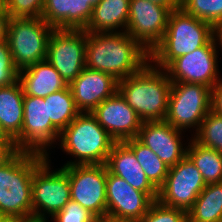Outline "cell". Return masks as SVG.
Wrapping results in <instances>:
<instances>
[{
	"instance_id": "obj_1",
	"label": "cell",
	"mask_w": 222,
	"mask_h": 222,
	"mask_svg": "<svg viewBox=\"0 0 222 222\" xmlns=\"http://www.w3.org/2000/svg\"><path fill=\"white\" fill-rule=\"evenodd\" d=\"M150 53L126 32L89 33L86 67L113 76L118 81L140 71Z\"/></svg>"
},
{
	"instance_id": "obj_2",
	"label": "cell",
	"mask_w": 222,
	"mask_h": 222,
	"mask_svg": "<svg viewBox=\"0 0 222 222\" xmlns=\"http://www.w3.org/2000/svg\"><path fill=\"white\" fill-rule=\"evenodd\" d=\"M46 158L42 154L18 151L0 166V214L7 221L33 219V174Z\"/></svg>"
},
{
	"instance_id": "obj_3",
	"label": "cell",
	"mask_w": 222,
	"mask_h": 222,
	"mask_svg": "<svg viewBox=\"0 0 222 222\" xmlns=\"http://www.w3.org/2000/svg\"><path fill=\"white\" fill-rule=\"evenodd\" d=\"M171 85L166 71L149 61L134 75L118 81V91L142 121H165Z\"/></svg>"
},
{
	"instance_id": "obj_4",
	"label": "cell",
	"mask_w": 222,
	"mask_h": 222,
	"mask_svg": "<svg viewBox=\"0 0 222 222\" xmlns=\"http://www.w3.org/2000/svg\"><path fill=\"white\" fill-rule=\"evenodd\" d=\"M214 37V27L180 7L171 11L162 40L150 52V62L165 69L174 59L203 47Z\"/></svg>"
},
{
	"instance_id": "obj_5",
	"label": "cell",
	"mask_w": 222,
	"mask_h": 222,
	"mask_svg": "<svg viewBox=\"0 0 222 222\" xmlns=\"http://www.w3.org/2000/svg\"><path fill=\"white\" fill-rule=\"evenodd\" d=\"M60 146L74 161L63 166L106 164L116 141L91 113L81 112L61 133Z\"/></svg>"
},
{
	"instance_id": "obj_6",
	"label": "cell",
	"mask_w": 222,
	"mask_h": 222,
	"mask_svg": "<svg viewBox=\"0 0 222 222\" xmlns=\"http://www.w3.org/2000/svg\"><path fill=\"white\" fill-rule=\"evenodd\" d=\"M53 29L42 17L10 19L7 42L18 71L46 60Z\"/></svg>"
},
{
	"instance_id": "obj_7",
	"label": "cell",
	"mask_w": 222,
	"mask_h": 222,
	"mask_svg": "<svg viewBox=\"0 0 222 222\" xmlns=\"http://www.w3.org/2000/svg\"><path fill=\"white\" fill-rule=\"evenodd\" d=\"M212 110V88L195 83L172 82L165 121L174 128L199 130ZM196 126V127H195Z\"/></svg>"
},
{
	"instance_id": "obj_8",
	"label": "cell",
	"mask_w": 222,
	"mask_h": 222,
	"mask_svg": "<svg viewBox=\"0 0 222 222\" xmlns=\"http://www.w3.org/2000/svg\"><path fill=\"white\" fill-rule=\"evenodd\" d=\"M48 158L35 169L32 179L33 219L42 222H47L49 216L60 212L71 200L70 182L65 169L61 167L53 172Z\"/></svg>"
},
{
	"instance_id": "obj_9",
	"label": "cell",
	"mask_w": 222,
	"mask_h": 222,
	"mask_svg": "<svg viewBox=\"0 0 222 222\" xmlns=\"http://www.w3.org/2000/svg\"><path fill=\"white\" fill-rule=\"evenodd\" d=\"M62 167L69 178L71 200L79 203L99 221L106 219V164Z\"/></svg>"
},
{
	"instance_id": "obj_10",
	"label": "cell",
	"mask_w": 222,
	"mask_h": 222,
	"mask_svg": "<svg viewBox=\"0 0 222 222\" xmlns=\"http://www.w3.org/2000/svg\"><path fill=\"white\" fill-rule=\"evenodd\" d=\"M87 32L83 29H53L46 60L69 85L86 67Z\"/></svg>"
},
{
	"instance_id": "obj_11",
	"label": "cell",
	"mask_w": 222,
	"mask_h": 222,
	"mask_svg": "<svg viewBox=\"0 0 222 222\" xmlns=\"http://www.w3.org/2000/svg\"><path fill=\"white\" fill-rule=\"evenodd\" d=\"M205 186L200 171L186 155L175 166L169 167L165 182L158 189L157 200L188 212Z\"/></svg>"
},
{
	"instance_id": "obj_12",
	"label": "cell",
	"mask_w": 222,
	"mask_h": 222,
	"mask_svg": "<svg viewBox=\"0 0 222 222\" xmlns=\"http://www.w3.org/2000/svg\"><path fill=\"white\" fill-rule=\"evenodd\" d=\"M218 46L214 37L203 47L174 59L164 70L171 82L206 85L213 88L220 80Z\"/></svg>"
},
{
	"instance_id": "obj_13",
	"label": "cell",
	"mask_w": 222,
	"mask_h": 222,
	"mask_svg": "<svg viewBox=\"0 0 222 222\" xmlns=\"http://www.w3.org/2000/svg\"><path fill=\"white\" fill-rule=\"evenodd\" d=\"M24 117L20 132V151L48 157L47 148L59 140L60 131L48 119L44 98L24 96Z\"/></svg>"
},
{
	"instance_id": "obj_14",
	"label": "cell",
	"mask_w": 222,
	"mask_h": 222,
	"mask_svg": "<svg viewBox=\"0 0 222 222\" xmlns=\"http://www.w3.org/2000/svg\"><path fill=\"white\" fill-rule=\"evenodd\" d=\"M171 9L150 0H130L125 32L149 53L162 40Z\"/></svg>"
},
{
	"instance_id": "obj_15",
	"label": "cell",
	"mask_w": 222,
	"mask_h": 222,
	"mask_svg": "<svg viewBox=\"0 0 222 222\" xmlns=\"http://www.w3.org/2000/svg\"><path fill=\"white\" fill-rule=\"evenodd\" d=\"M106 219L116 222H137L154 200L145 192L134 189L123 178L108 170L106 182Z\"/></svg>"
},
{
	"instance_id": "obj_16",
	"label": "cell",
	"mask_w": 222,
	"mask_h": 222,
	"mask_svg": "<svg viewBox=\"0 0 222 222\" xmlns=\"http://www.w3.org/2000/svg\"><path fill=\"white\" fill-rule=\"evenodd\" d=\"M91 114L116 142L137 137L143 122L119 91L105 99Z\"/></svg>"
},
{
	"instance_id": "obj_17",
	"label": "cell",
	"mask_w": 222,
	"mask_h": 222,
	"mask_svg": "<svg viewBox=\"0 0 222 222\" xmlns=\"http://www.w3.org/2000/svg\"><path fill=\"white\" fill-rule=\"evenodd\" d=\"M182 131L166 121H143L137 138L168 167L175 166L187 155L182 144Z\"/></svg>"
},
{
	"instance_id": "obj_18",
	"label": "cell",
	"mask_w": 222,
	"mask_h": 222,
	"mask_svg": "<svg viewBox=\"0 0 222 222\" xmlns=\"http://www.w3.org/2000/svg\"><path fill=\"white\" fill-rule=\"evenodd\" d=\"M69 87L80 112L91 113L118 91V80L107 73L85 67Z\"/></svg>"
},
{
	"instance_id": "obj_19",
	"label": "cell",
	"mask_w": 222,
	"mask_h": 222,
	"mask_svg": "<svg viewBox=\"0 0 222 222\" xmlns=\"http://www.w3.org/2000/svg\"><path fill=\"white\" fill-rule=\"evenodd\" d=\"M101 0H45L42 18L54 29H83Z\"/></svg>"
},
{
	"instance_id": "obj_20",
	"label": "cell",
	"mask_w": 222,
	"mask_h": 222,
	"mask_svg": "<svg viewBox=\"0 0 222 222\" xmlns=\"http://www.w3.org/2000/svg\"><path fill=\"white\" fill-rule=\"evenodd\" d=\"M106 166L112 174L123 178L134 189L157 200L158 189L149 181L134 152L124 142L113 145Z\"/></svg>"
},
{
	"instance_id": "obj_21",
	"label": "cell",
	"mask_w": 222,
	"mask_h": 222,
	"mask_svg": "<svg viewBox=\"0 0 222 222\" xmlns=\"http://www.w3.org/2000/svg\"><path fill=\"white\" fill-rule=\"evenodd\" d=\"M18 81L24 96L45 98L68 86L57 70L47 61L43 60L19 70Z\"/></svg>"
},
{
	"instance_id": "obj_22",
	"label": "cell",
	"mask_w": 222,
	"mask_h": 222,
	"mask_svg": "<svg viewBox=\"0 0 222 222\" xmlns=\"http://www.w3.org/2000/svg\"><path fill=\"white\" fill-rule=\"evenodd\" d=\"M24 94L17 80L11 85L0 87V127L12 139L20 151V132L23 124Z\"/></svg>"
},
{
	"instance_id": "obj_23",
	"label": "cell",
	"mask_w": 222,
	"mask_h": 222,
	"mask_svg": "<svg viewBox=\"0 0 222 222\" xmlns=\"http://www.w3.org/2000/svg\"><path fill=\"white\" fill-rule=\"evenodd\" d=\"M129 9L130 0H101L93 7L92 16L85 31L89 33L125 32Z\"/></svg>"
},
{
	"instance_id": "obj_24",
	"label": "cell",
	"mask_w": 222,
	"mask_h": 222,
	"mask_svg": "<svg viewBox=\"0 0 222 222\" xmlns=\"http://www.w3.org/2000/svg\"><path fill=\"white\" fill-rule=\"evenodd\" d=\"M187 214L188 222H222V182L207 184Z\"/></svg>"
},
{
	"instance_id": "obj_25",
	"label": "cell",
	"mask_w": 222,
	"mask_h": 222,
	"mask_svg": "<svg viewBox=\"0 0 222 222\" xmlns=\"http://www.w3.org/2000/svg\"><path fill=\"white\" fill-rule=\"evenodd\" d=\"M190 140L187 156L200 171L206 185L222 182V153L201 146L193 138Z\"/></svg>"
},
{
	"instance_id": "obj_26",
	"label": "cell",
	"mask_w": 222,
	"mask_h": 222,
	"mask_svg": "<svg viewBox=\"0 0 222 222\" xmlns=\"http://www.w3.org/2000/svg\"><path fill=\"white\" fill-rule=\"evenodd\" d=\"M47 102L48 119L62 132L81 112L77 108L69 85L44 98Z\"/></svg>"
},
{
	"instance_id": "obj_27",
	"label": "cell",
	"mask_w": 222,
	"mask_h": 222,
	"mask_svg": "<svg viewBox=\"0 0 222 222\" xmlns=\"http://www.w3.org/2000/svg\"><path fill=\"white\" fill-rule=\"evenodd\" d=\"M124 143L134 152L149 181L159 189L165 182L169 167L137 137Z\"/></svg>"
},
{
	"instance_id": "obj_28",
	"label": "cell",
	"mask_w": 222,
	"mask_h": 222,
	"mask_svg": "<svg viewBox=\"0 0 222 222\" xmlns=\"http://www.w3.org/2000/svg\"><path fill=\"white\" fill-rule=\"evenodd\" d=\"M193 139L203 147L222 153V116L211 110Z\"/></svg>"
},
{
	"instance_id": "obj_29",
	"label": "cell",
	"mask_w": 222,
	"mask_h": 222,
	"mask_svg": "<svg viewBox=\"0 0 222 222\" xmlns=\"http://www.w3.org/2000/svg\"><path fill=\"white\" fill-rule=\"evenodd\" d=\"M180 8L213 27L222 24V0H181Z\"/></svg>"
},
{
	"instance_id": "obj_30",
	"label": "cell",
	"mask_w": 222,
	"mask_h": 222,
	"mask_svg": "<svg viewBox=\"0 0 222 222\" xmlns=\"http://www.w3.org/2000/svg\"><path fill=\"white\" fill-rule=\"evenodd\" d=\"M137 222H188V214L155 200L147 213Z\"/></svg>"
},
{
	"instance_id": "obj_31",
	"label": "cell",
	"mask_w": 222,
	"mask_h": 222,
	"mask_svg": "<svg viewBox=\"0 0 222 222\" xmlns=\"http://www.w3.org/2000/svg\"><path fill=\"white\" fill-rule=\"evenodd\" d=\"M11 18L42 17L45 0H5Z\"/></svg>"
},
{
	"instance_id": "obj_32",
	"label": "cell",
	"mask_w": 222,
	"mask_h": 222,
	"mask_svg": "<svg viewBox=\"0 0 222 222\" xmlns=\"http://www.w3.org/2000/svg\"><path fill=\"white\" fill-rule=\"evenodd\" d=\"M18 73V69L14 66L7 39L0 41V87L16 82Z\"/></svg>"
},
{
	"instance_id": "obj_33",
	"label": "cell",
	"mask_w": 222,
	"mask_h": 222,
	"mask_svg": "<svg viewBox=\"0 0 222 222\" xmlns=\"http://www.w3.org/2000/svg\"><path fill=\"white\" fill-rule=\"evenodd\" d=\"M55 222H99V220L79 203L70 200L63 209L51 217Z\"/></svg>"
},
{
	"instance_id": "obj_34",
	"label": "cell",
	"mask_w": 222,
	"mask_h": 222,
	"mask_svg": "<svg viewBox=\"0 0 222 222\" xmlns=\"http://www.w3.org/2000/svg\"><path fill=\"white\" fill-rule=\"evenodd\" d=\"M17 152L14 141H0V166L8 162Z\"/></svg>"
},
{
	"instance_id": "obj_35",
	"label": "cell",
	"mask_w": 222,
	"mask_h": 222,
	"mask_svg": "<svg viewBox=\"0 0 222 222\" xmlns=\"http://www.w3.org/2000/svg\"><path fill=\"white\" fill-rule=\"evenodd\" d=\"M212 110L222 116V79L212 88Z\"/></svg>"
},
{
	"instance_id": "obj_36",
	"label": "cell",
	"mask_w": 222,
	"mask_h": 222,
	"mask_svg": "<svg viewBox=\"0 0 222 222\" xmlns=\"http://www.w3.org/2000/svg\"><path fill=\"white\" fill-rule=\"evenodd\" d=\"M10 19L9 14H0V41L7 39Z\"/></svg>"
},
{
	"instance_id": "obj_37",
	"label": "cell",
	"mask_w": 222,
	"mask_h": 222,
	"mask_svg": "<svg viewBox=\"0 0 222 222\" xmlns=\"http://www.w3.org/2000/svg\"><path fill=\"white\" fill-rule=\"evenodd\" d=\"M151 2L161 4L164 6L169 7L171 10L177 9L180 7V1L179 0H150Z\"/></svg>"
},
{
	"instance_id": "obj_38",
	"label": "cell",
	"mask_w": 222,
	"mask_h": 222,
	"mask_svg": "<svg viewBox=\"0 0 222 222\" xmlns=\"http://www.w3.org/2000/svg\"><path fill=\"white\" fill-rule=\"evenodd\" d=\"M214 39L216 45H220L222 49V24H219L214 27Z\"/></svg>"
},
{
	"instance_id": "obj_39",
	"label": "cell",
	"mask_w": 222,
	"mask_h": 222,
	"mask_svg": "<svg viewBox=\"0 0 222 222\" xmlns=\"http://www.w3.org/2000/svg\"><path fill=\"white\" fill-rule=\"evenodd\" d=\"M0 14H8L5 0H0Z\"/></svg>"
},
{
	"instance_id": "obj_40",
	"label": "cell",
	"mask_w": 222,
	"mask_h": 222,
	"mask_svg": "<svg viewBox=\"0 0 222 222\" xmlns=\"http://www.w3.org/2000/svg\"><path fill=\"white\" fill-rule=\"evenodd\" d=\"M0 141H13L12 139L8 138L0 127Z\"/></svg>"
},
{
	"instance_id": "obj_41",
	"label": "cell",
	"mask_w": 222,
	"mask_h": 222,
	"mask_svg": "<svg viewBox=\"0 0 222 222\" xmlns=\"http://www.w3.org/2000/svg\"><path fill=\"white\" fill-rule=\"evenodd\" d=\"M9 222H42L36 219H30V220H16V221H9Z\"/></svg>"
},
{
	"instance_id": "obj_42",
	"label": "cell",
	"mask_w": 222,
	"mask_h": 222,
	"mask_svg": "<svg viewBox=\"0 0 222 222\" xmlns=\"http://www.w3.org/2000/svg\"><path fill=\"white\" fill-rule=\"evenodd\" d=\"M7 220L0 214V222H6Z\"/></svg>"
},
{
	"instance_id": "obj_43",
	"label": "cell",
	"mask_w": 222,
	"mask_h": 222,
	"mask_svg": "<svg viewBox=\"0 0 222 222\" xmlns=\"http://www.w3.org/2000/svg\"><path fill=\"white\" fill-rule=\"evenodd\" d=\"M99 222H116V221H112V220L104 219V220L99 221Z\"/></svg>"
}]
</instances>
